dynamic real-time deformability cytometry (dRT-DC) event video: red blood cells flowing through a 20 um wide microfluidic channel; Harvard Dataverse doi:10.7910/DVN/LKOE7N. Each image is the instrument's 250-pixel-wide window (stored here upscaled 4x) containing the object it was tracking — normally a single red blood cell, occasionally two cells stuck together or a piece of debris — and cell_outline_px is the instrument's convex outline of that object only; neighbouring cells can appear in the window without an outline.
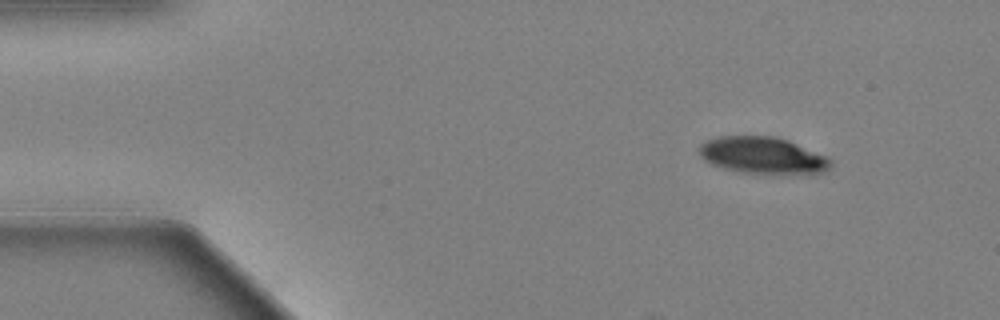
{"species": "Egyptian fruit bat (a non-hibernating species)", "species_latin": "Rousettus aegyptiacus", "temperature_condition": "warm", "stored_images_in_passage": 54, "camera_frame_rate_fps": 3000, "um_per_image_px": 0.085, "animal": {"sex": "female"}, "frame": {"image": 1, "passage_image": 1, "time_ms": 0.0, "image_size_px": [1000, 320], "cell_outline_px": [[832, 164], [824, 172], [812, 176], [744, 172], [724, 168], [712, 164], [704, 160], [700, 156], [700, 144], [708, 140], [720, 136], [772, 136], [788, 140], [824, 156], [832, 160]], "centroid_in_image_um": [64.88, 13.24], "position_along_channel_um": 20.1, "area_um2": 28.32}}
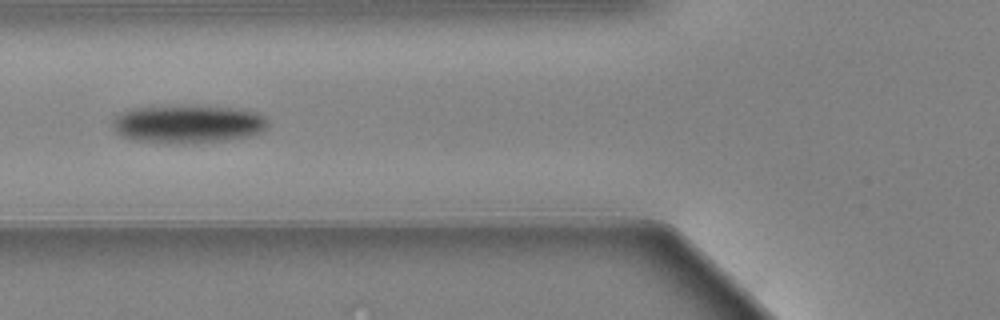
{"frame": {"image": 2, "passage_image": 17, "time_ms": 5.333, "image_size_px": [1000, 320], "cell_outline_px": [[268, 124], [260, 132], [248, 136], [224, 140], [184, 144], [136, 140], [124, 136], [116, 132], [112, 124], [124, 112], [132, 108], [184, 104], [188, 104], [240, 108], [256, 112], [264, 116]], "centroid_in_image_um": [16.02, 10.51], "position_along_channel_um": 109.8, "area_um2": 34.62}}
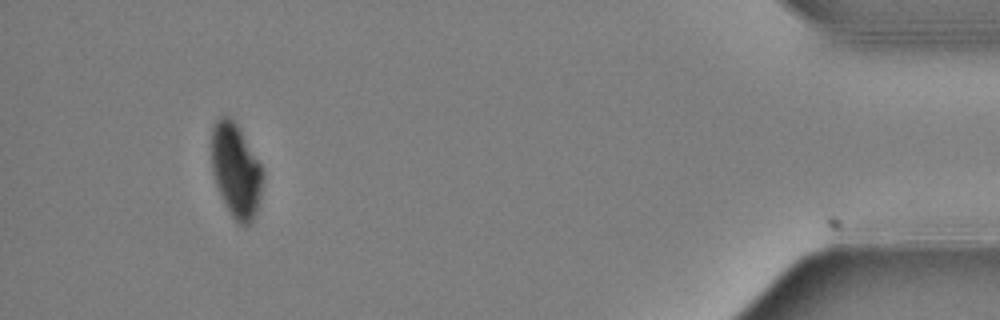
{"frame": {"image": 3, "passage_image": 50, "time_ms": 16.333, "image_size_px": [1000, 320], "cell_outline_px": [[260, 204], [252, 220], [244, 228], [232, 216], [224, 204], [216, 184], [212, 168], [212, 128], [216, 120], [220, 116], [228, 116], [236, 124], [260, 164]], "centroid_in_image_um": [20.02, 14.52], "position_along_channel_um": 415.2, "area_um2": 27.28}}